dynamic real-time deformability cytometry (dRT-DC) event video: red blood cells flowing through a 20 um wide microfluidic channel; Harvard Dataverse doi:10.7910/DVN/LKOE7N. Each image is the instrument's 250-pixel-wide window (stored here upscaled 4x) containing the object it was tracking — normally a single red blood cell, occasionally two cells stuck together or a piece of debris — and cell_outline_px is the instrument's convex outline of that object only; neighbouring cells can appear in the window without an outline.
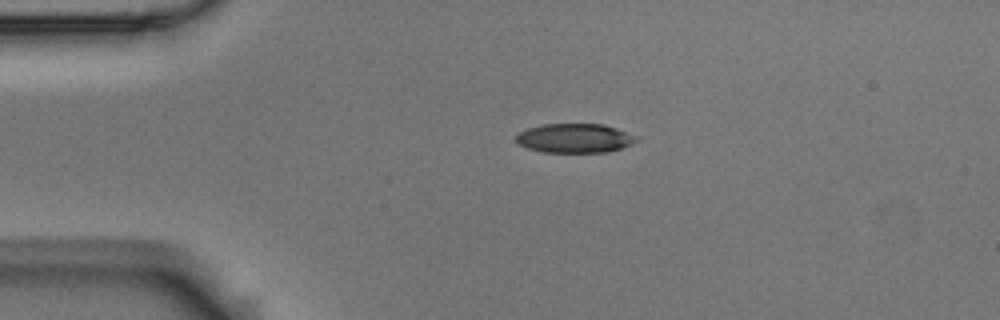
{"species": "Egyptian fruit bat (a non-hibernating species)", "species_latin": "Rousettus aegyptiacus", "temperature_condition": "room temperature", "stored_images_in_passage": 45, "camera_frame_rate_fps": 3000, "um_per_image_px": 0.085, "animal": {"sex": "male"}, "frame": {"image": 1, "passage_image": 1, "time_ms": 0.0, "image_size_px": [1000, 320], "cell_outline_px": [[640, 140], [624, 148], [608, 152], [544, 152], [528, 148], [516, 144], [516, 136], [520, 132], [528, 128], [544, 124], [604, 124], [616, 128], [636, 136]], "centroid_in_image_um": [48.87, 11.75], "position_along_channel_um": 36.1, "area_um2": 20.58}}
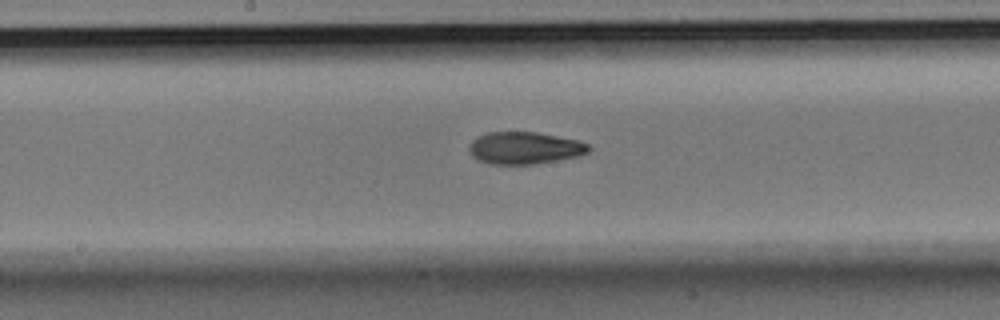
{"frame": {"image": 2, "passage_image": 18, "time_ms": 5.667, "image_size_px": [1000, 320], "cell_outline_px": [[592, 148], [588, 152], [580, 156], [532, 164], [488, 164], [472, 156], [468, 148], [472, 140], [476, 136], [488, 132], [536, 132], [576, 140], [588, 144]], "centroid_in_image_um": [44.57, 12.58], "position_along_channel_um": 203.6, "area_um2": 22.37}}
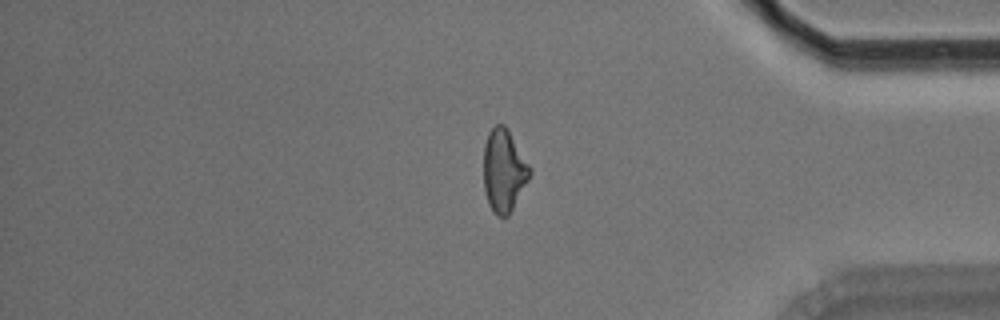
{"frame": {"image": 3, "passage_image": 36, "time_ms": 11.667, "image_size_px": [1000, 320], "cell_outline_px": [[532, 172], [528, 180], [508, 216], [496, 216], [492, 212], [488, 204], [484, 188], [484, 144], [488, 132], [496, 124], [504, 124], [508, 128], [532, 168]], "centroid_in_image_um": [42.83, 14.48], "position_along_channel_um": 392.4, "area_um2": 22.43}, "authors_computed_cell_mechanics": {"area_um2": 22.4842, "velocity_mm_per_s": 3.5457, "shape_relaxation_time_tau1_ms": 5.2489, "shape_relaxation_time_tau2_ms": 3.7589, "deformation_change_tau1": 0.1629, "deformation_change_tau2": 0.106}}